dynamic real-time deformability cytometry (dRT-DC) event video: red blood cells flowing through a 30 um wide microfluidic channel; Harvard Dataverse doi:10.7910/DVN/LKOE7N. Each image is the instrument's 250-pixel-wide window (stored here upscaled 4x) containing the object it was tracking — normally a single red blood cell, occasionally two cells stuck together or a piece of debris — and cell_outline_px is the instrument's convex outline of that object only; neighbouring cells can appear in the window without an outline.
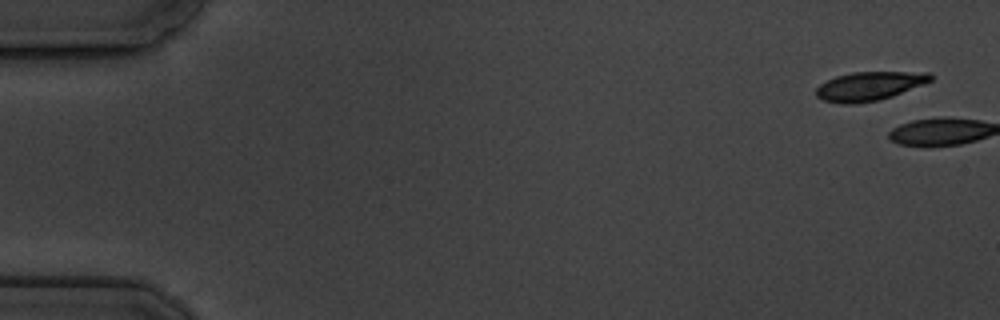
{"species": "common noctule bat (a hibernating species)", "species_latin": "Nyctalus noctula", "temperature_condition": "cold", "stored_images_in_passage": 6, "camera_frame_rate_fps": 3000, "um_per_image_px": 0.085, "animal": {"sex": "male", "body_mass_g": 19.5, "forearm_length_mm": 54.6}, "frame": {"image": 1, "passage_image": 1, "time_ms": 0.0, "image_size_px": [1000, 320], "cell_outline_px": [[932, 80], [892, 96], [880, 100], [856, 104], [840, 104], [824, 100], [816, 96], [816, 88], [820, 84], [836, 76], [852, 72], [932, 72]], "centroid_in_image_um": [73.87, 7.32], "position_along_channel_um": 11.1, "area_um2": 19.19}}